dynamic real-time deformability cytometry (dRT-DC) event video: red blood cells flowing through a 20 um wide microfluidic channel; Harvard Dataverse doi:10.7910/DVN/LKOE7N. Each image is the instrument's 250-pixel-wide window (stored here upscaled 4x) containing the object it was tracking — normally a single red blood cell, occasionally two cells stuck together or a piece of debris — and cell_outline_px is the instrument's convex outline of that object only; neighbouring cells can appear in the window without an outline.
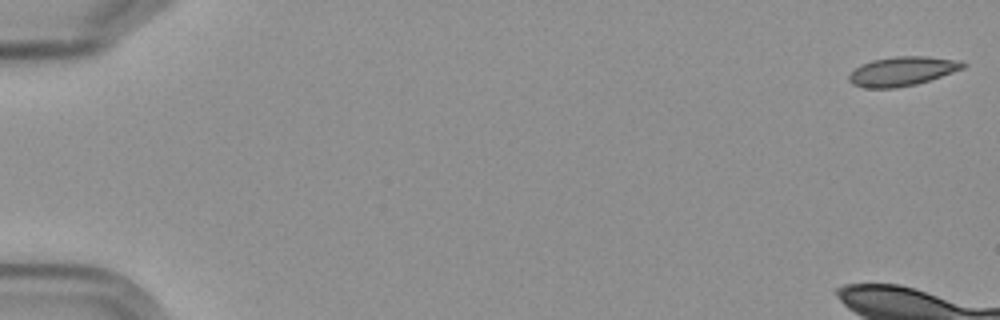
{"species": "Egyptian fruit bat (a non-hibernating species)", "species_latin": "Rousettus aegyptiacus", "temperature_condition": "cold", "stored_images_in_passage": 5, "camera_frame_rate_fps": 3000, "um_per_image_px": 0.085, "frame": {"image": 1, "passage_image": 1, "time_ms": 0.0, "image_size_px": [1000, 320], "cell_outline_px": [[968, 64], [964, 68], [916, 84], [892, 88], [864, 88], [852, 84], [848, 80], [848, 76], [860, 64], [872, 60], [896, 56], [928, 56], [960, 60]], "centroid_in_image_um": [76.68, 6.04], "position_along_channel_um": 8.3, "area_um2": 19.36}}